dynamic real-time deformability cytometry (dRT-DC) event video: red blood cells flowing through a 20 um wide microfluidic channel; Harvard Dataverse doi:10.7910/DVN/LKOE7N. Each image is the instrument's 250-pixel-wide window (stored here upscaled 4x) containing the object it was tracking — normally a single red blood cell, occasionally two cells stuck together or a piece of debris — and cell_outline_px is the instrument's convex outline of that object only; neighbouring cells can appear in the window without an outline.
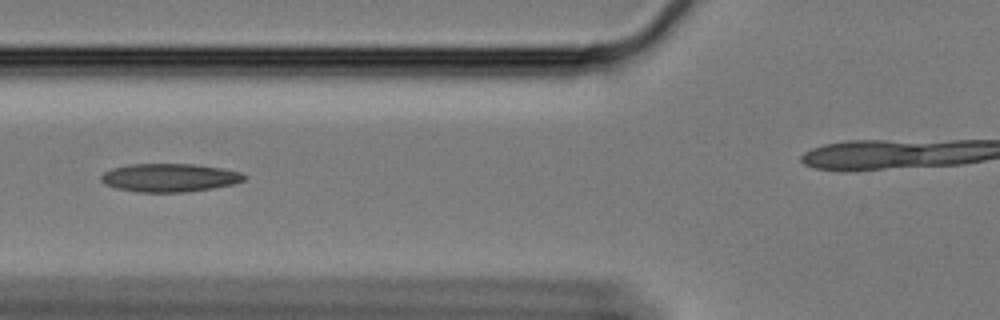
{"species": "Egyptian fruit bat (a non-hibernating species)", "species_latin": "Rousettus aegyptiacus", "temperature_condition": "cold", "stored_images_in_passage": 23, "camera_frame_rate_fps": 3000, "um_per_image_px": 0.085, "animal": {"sex": "female"}, "frame": {"image": 1, "passage_image": 7, "time_ms": 2.0, "image_size_px": [1000, 320], "cell_outline_px": [[248, 176], [244, 180], [232, 184], [212, 188], [184, 192], [136, 192], [116, 188], [104, 184], [100, 180], [100, 176], [104, 172], [112, 168], [132, 164], [192, 164], [220, 168], [240, 172]], "centroid_in_image_um": [14.37, 15.1], "position_along_channel_um": 111.4, "area_um2": 23.52}}
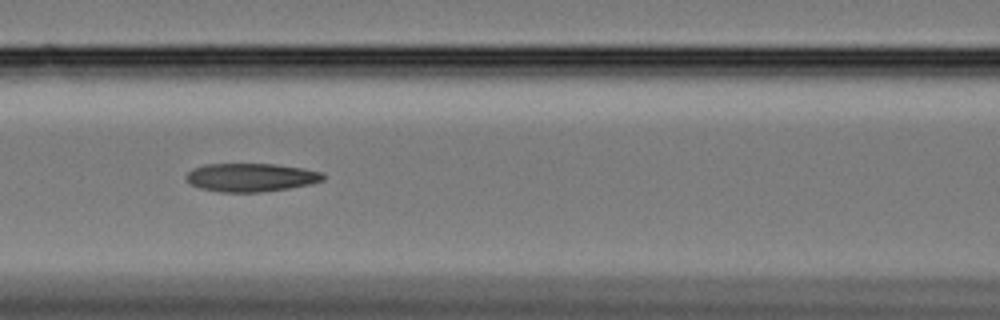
{"frame": {"image": 2, "passage_image": 10, "time_ms": 3.0, "image_size_px": [1000, 320], "cell_outline_px": [[324, 180], [308, 184], [288, 188], [260, 192], [220, 192], [200, 188], [192, 184], [184, 176], [188, 172], [196, 168], [208, 164], [276, 164], [324, 172]], "centroid_in_image_um": [21.34, 15.08], "position_along_channel_um": 145.3, "area_um2": 22.37}}
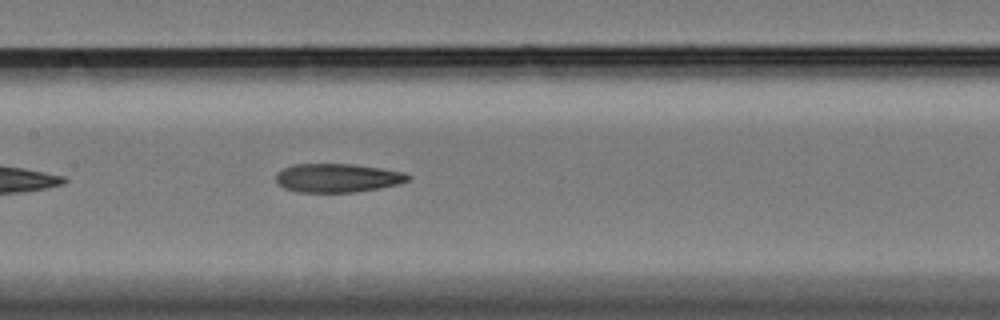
{"frame": {"image": 3, "passage_image": 13, "time_ms": 4.0, "image_size_px": [1000, 320], "cell_outline_px": [[412, 176], [408, 180], [400, 184], [380, 188], [356, 192], [296, 192], [284, 188], [276, 180], [276, 172], [292, 164], [352, 164], [380, 168], [404, 172]], "centroid_in_image_um": [28.69, 15.12], "position_along_channel_um": 178.7, "area_um2": 22.2}}